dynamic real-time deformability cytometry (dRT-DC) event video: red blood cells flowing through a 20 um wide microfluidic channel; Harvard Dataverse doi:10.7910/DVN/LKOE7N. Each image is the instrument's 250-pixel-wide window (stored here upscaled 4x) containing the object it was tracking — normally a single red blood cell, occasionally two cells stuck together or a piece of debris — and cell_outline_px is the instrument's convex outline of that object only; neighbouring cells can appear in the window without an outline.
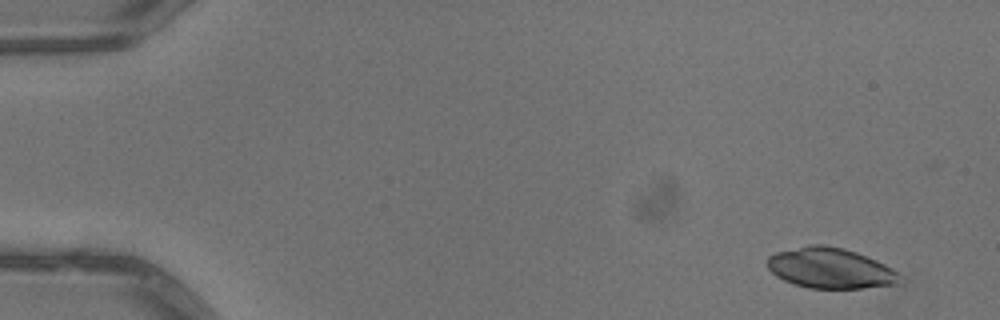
{"species": "common noctule bat (a hibernating species)", "species_latin": "Nyctalus noctula", "temperature_condition": "warm", "stored_images_in_passage": 5, "camera_frame_rate_fps": 3000, "um_per_image_px": 0.085, "animal": {"sex": "male", "body_mass_g": 13.3}, "frame": {"image": 1, "passage_image": 2, "time_ms": 0.333, "image_size_px": [1000, 320], "cell_outline_px": [[904, 284], [864, 288], [808, 288], [792, 284], [776, 276], [768, 268], [764, 260], [768, 256], [776, 252], [812, 244], [824, 244], [844, 248], [856, 252], [876, 260], [892, 268], [900, 276]], "centroid_in_image_um": [70.58, 22.8], "position_along_channel_um": 14.4, "area_um2": 31.62}}
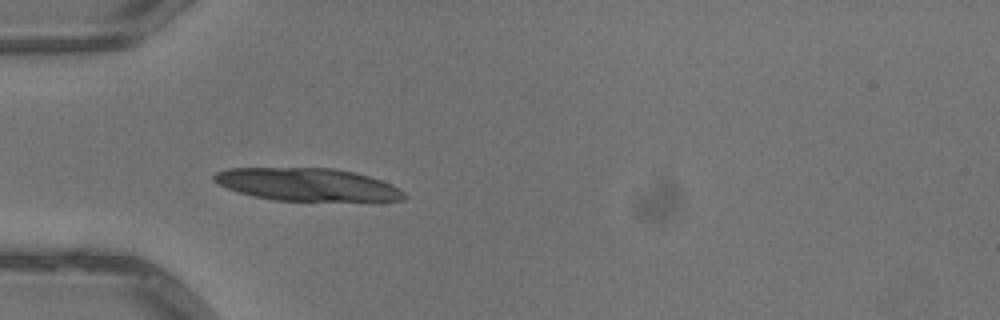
{"frame": {"image": 2, "passage_image": 5, "time_ms": 1.333, "image_size_px": [1000, 320], "cell_outline_px": [[408, 196], [404, 200], [276, 200], [252, 196], [228, 188], [212, 180], [212, 176], [216, 172], [228, 168], [332, 168], [356, 172], [392, 184], [404, 192]], "centroid_in_image_um": [26.11, 15.67], "position_along_channel_um": 58.9, "area_um2": 35.89}}